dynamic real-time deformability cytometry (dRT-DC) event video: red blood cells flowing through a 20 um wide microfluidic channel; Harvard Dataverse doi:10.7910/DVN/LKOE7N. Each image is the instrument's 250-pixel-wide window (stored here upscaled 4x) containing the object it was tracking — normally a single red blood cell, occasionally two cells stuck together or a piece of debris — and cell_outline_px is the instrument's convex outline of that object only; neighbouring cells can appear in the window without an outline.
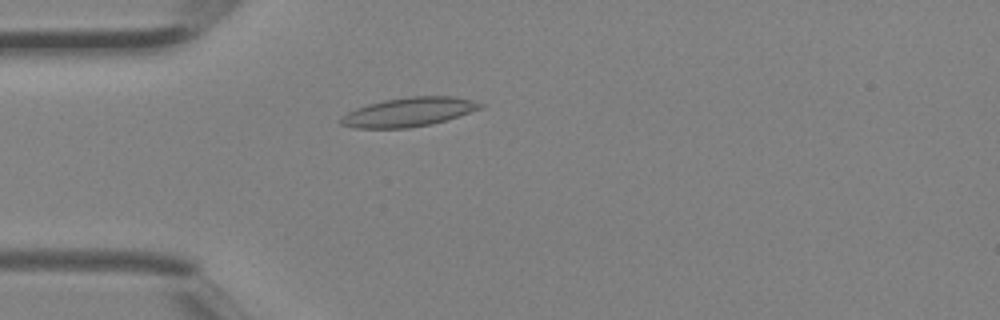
{"species": "Egyptian fruit bat (a non-hibernating species)", "species_latin": "Rousettus aegyptiacus", "temperature_condition": "room temperature", "stored_images_in_passage": 1, "camera_frame_rate_fps": 3000, "um_per_image_px": 0.085, "animal": {"sex": "female"}, "frame": {"image": 1, "passage_image": 1, "time_ms": 0.0, "image_size_px": [1000, 320], "cell_outline_px": [[484, 108], [448, 120], [432, 124], [408, 128], [352, 128], [340, 124], [340, 120], [348, 112], [356, 108], [368, 104], [384, 100], [408, 96], [452, 96], [472, 100], [484, 104]], "centroid_in_image_um": [34.79, 9.52], "position_along_channel_um": 50.2, "area_um2": 23.76}}